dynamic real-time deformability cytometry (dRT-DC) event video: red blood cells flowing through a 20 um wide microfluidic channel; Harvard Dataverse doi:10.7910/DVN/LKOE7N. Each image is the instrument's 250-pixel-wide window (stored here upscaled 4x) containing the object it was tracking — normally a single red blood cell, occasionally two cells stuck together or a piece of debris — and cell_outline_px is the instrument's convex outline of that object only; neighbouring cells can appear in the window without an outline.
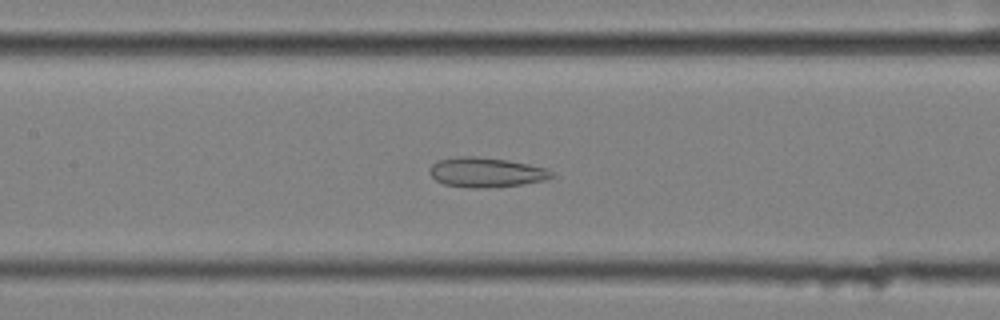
{"species": "common noctule bat (a hibernating species)", "species_latin": "Nyctalus noctula", "temperature_condition": "cold", "stored_images_in_passage": 56, "camera_frame_rate_fps": 3000, "um_per_image_px": 0.085, "animal": {"sex": "female", "body_mass_g": 25.1}, "frame": {"image": 1, "passage_image": 26, "time_ms": 8.333, "image_size_px": [1000, 320], "cell_outline_px": [[556, 176], [544, 180], [520, 184], [480, 188], [472, 188], [444, 184], [436, 180], [428, 172], [428, 168], [436, 160], [460, 156], [476, 156], [508, 160], [548, 168]], "centroid_in_image_um": [41.29, 14.63], "position_along_channel_um": 166.1, "area_um2": 21.15}}
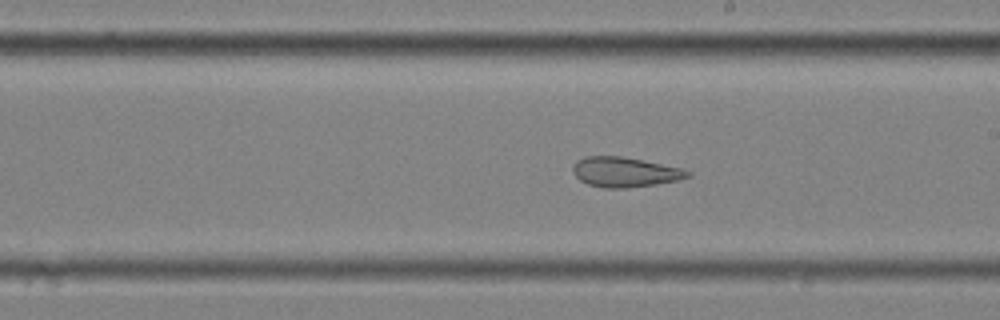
{"frame": {"image": 2, "passage_image": 32, "time_ms": 10.333, "image_size_px": [1000, 320], "cell_outline_px": [[692, 176], [676, 180], [656, 184], [628, 188], [604, 188], [588, 184], [580, 180], [572, 172], [572, 168], [576, 160], [584, 156], [620, 156], [644, 160], [684, 168], [692, 172]], "centroid_in_image_um": [53.13, 14.62], "position_along_channel_um": 235.9, "area_um2": 20.23}}
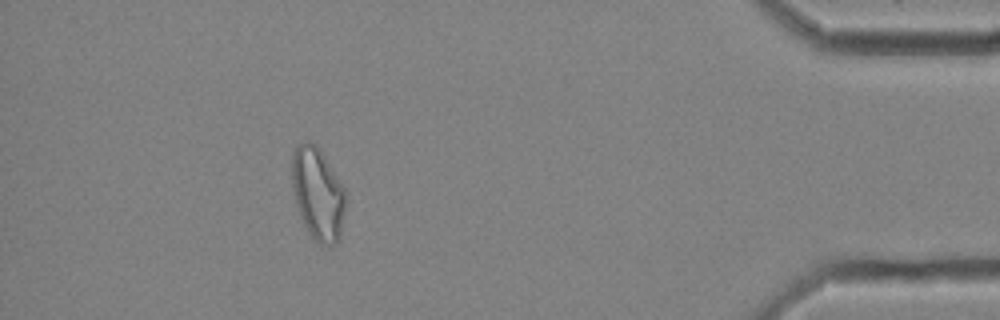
{"frame": {"image": 3, "passage_image": 51, "time_ms": 16.667, "image_size_px": [1000, 320], "cell_outline_px": [[344, 212], [340, 236], [336, 244], [328, 248], [320, 244], [308, 232], [300, 216], [296, 204], [292, 188], [292, 152], [296, 144], [304, 140], [308, 140], [316, 144], [320, 148], [344, 188]], "centroid_in_image_um": [26.99, 16.44], "position_along_channel_um": 408.2, "area_um2": 29.07}, "authors_computed_cell_mechanics": {"area_um2": 26.7903, "velocity_mm_per_s": 3.4995, "shape_relaxation_time_tau1_ms": null, "shape_relaxation_time_tau2_ms": 4.6784, "deformation_change_tau1": null, "deformation_change_tau2": 0.1333}}